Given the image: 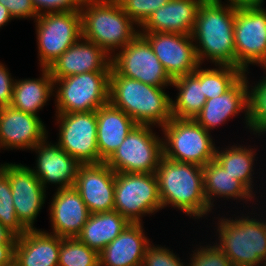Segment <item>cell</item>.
<instances>
[{"instance_id":"cell-1","label":"cell","mask_w":266,"mask_h":266,"mask_svg":"<svg viewBox=\"0 0 266 266\" xmlns=\"http://www.w3.org/2000/svg\"><path fill=\"white\" fill-rule=\"evenodd\" d=\"M234 21L235 5L221 0L202 1L191 34L201 65L206 59L214 65L236 67Z\"/></svg>"},{"instance_id":"cell-2","label":"cell","mask_w":266,"mask_h":266,"mask_svg":"<svg viewBox=\"0 0 266 266\" xmlns=\"http://www.w3.org/2000/svg\"><path fill=\"white\" fill-rule=\"evenodd\" d=\"M155 176L162 209L172 206L197 220L212 212L204 193L202 166L163 156Z\"/></svg>"},{"instance_id":"cell-3","label":"cell","mask_w":266,"mask_h":266,"mask_svg":"<svg viewBox=\"0 0 266 266\" xmlns=\"http://www.w3.org/2000/svg\"><path fill=\"white\" fill-rule=\"evenodd\" d=\"M163 89L110 70L109 103L123 110L137 125L157 124L162 128L171 120L172 98Z\"/></svg>"},{"instance_id":"cell-4","label":"cell","mask_w":266,"mask_h":266,"mask_svg":"<svg viewBox=\"0 0 266 266\" xmlns=\"http://www.w3.org/2000/svg\"><path fill=\"white\" fill-rule=\"evenodd\" d=\"M80 13L82 36L111 57L140 31L117 0H83Z\"/></svg>"},{"instance_id":"cell-5","label":"cell","mask_w":266,"mask_h":266,"mask_svg":"<svg viewBox=\"0 0 266 266\" xmlns=\"http://www.w3.org/2000/svg\"><path fill=\"white\" fill-rule=\"evenodd\" d=\"M237 217V218H236ZM219 218L216 245L233 266H264L266 261V220L236 216Z\"/></svg>"},{"instance_id":"cell-6","label":"cell","mask_w":266,"mask_h":266,"mask_svg":"<svg viewBox=\"0 0 266 266\" xmlns=\"http://www.w3.org/2000/svg\"><path fill=\"white\" fill-rule=\"evenodd\" d=\"M163 156L178 162L206 165L215 158V141L194 119L172 117L162 127Z\"/></svg>"},{"instance_id":"cell-7","label":"cell","mask_w":266,"mask_h":266,"mask_svg":"<svg viewBox=\"0 0 266 266\" xmlns=\"http://www.w3.org/2000/svg\"><path fill=\"white\" fill-rule=\"evenodd\" d=\"M109 77L110 71H95L55 79L56 113L91 112L108 104Z\"/></svg>"},{"instance_id":"cell-8","label":"cell","mask_w":266,"mask_h":266,"mask_svg":"<svg viewBox=\"0 0 266 266\" xmlns=\"http://www.w3.org/2000/svg\"><path fill=\"white\" fill-rule=\"evenodd\" d=\"M114 210L130 223L162 210L155 173H116Z\"/></svg>"},{"instance_id":"cell-9","label":"cell","mask_w":266,"mask_h":266,"mask_svg":"<svg viewBox=\"0 0 266 266\" xmlns=\"http://www.w3.org/2000/svg\"><path fill=\"white\" fill-rule=\"evenodd\" d=\"M150 125H136L105 161L116 173H155L163 157V139Z\"/></svg>"},{"instance_id":"cell-10","label":"cell","mask_w":266,"mask_h":266,"mask_svg":"<svg viewBox=\"0 0 266 266\" xmlns=\"http://www.w3.org/2000/svg\"><path fill=\"white\" fill-rule=\"evenodd\" d=\"M35 22L41 68H48L82 36L80 10L47 12L40 14Z\"/></svg>"},{"instance_id":"cell-11","label":"cell","mask_w":266,"mask_h":266,"mask_svg":"<svg viewBox=\"0 0 266 266\" xmlns=\"http://www.w3.org/2000/svg\"><path fill=\"white\" fill-rule=\"evenodd\" d=\"M263 5L235 6L234 47L236 67H266V9Z\"/></svg>"},{"instance_id":"cell-12","label":"cell","mask_w":266,"mask_h":266,"mask_svg":"<svg viewBox=\"0 0 266 266\" xmlns=\"http://www.w3.org/2000/svg\"><path fill=\"white\" fill-rule=\"evenodd\" d=\"M55 115L60 124L59 147L80 164L102 163L97 148V110Z\"/></svg>"},{"instance_id":"cell-13","label":"cell","mask_w":266,"mask_h":266,"mask_svg":"<svg viewBox=\"0 0 266 266\" xmlns=\"http://www.w3.org/2000/svg\"><path fill=\"white\" fill-rule=\"evenodd\" d=\"M111 66L119 75L148 85L163 88L172 85L152 46L140 33L111 57Z\"/></svg>"},{"instance_id":"cell-14","label":"cell","mask_w":266,"mask_h":266,"mask_svg":"<svg viewBox=\"0 0 266 266\" xmlns=\"http://www.w3.org/2000/svg\"><path fill=\"white\" fill-rule=\"evenodd\" d=\"M1 169L8 175L13 204L20 223L27 229L33 227L46 200V190L30 167L23 164L4 163Z\"/></svg>"},{"instance_id":"cell-15","label":"cell","mask_w":266,"mask_h":266,"mask_svg":"<svg viewBox=\"0 0 266 266\" xmlns=\"http://www.w3.org/2000/svg\"><path fill=\"white\" fill-rule=\"evenodd\" d=\"M149 44L173 81L193 73L201 64L191 35L166 32H139Z\"/></svg>"},{"instance_id":"cell-16","label":"cell","mask_w":266,"mask_h":266,"mask_svg":"<svg viewBox=\"0 0 266 266\" xmlns=\"http://www.w3.org/2000/svg\"><path fill=\"white\" fill-rule=\"evenodd\" d=\"M74 188L90 214L114 210L115 171L105 162L81 164Z\"/></svg>"},{"instance_id":"cell-17","label":"cell","mask_w":266,"mask_h":266,"mask_svg":"<svg viewBox=\"0 0 266 266\" xmlns=\"http://www.w3.org/2000/svg\"><path fill=\"white\" fill-rule=\"evenodd\" d=\"M42 122L41 118L34 114L11 106L1 107L0 149L32 150L48 137L46 126Z\"/></svg>"},{"instance_id":"cell-18","label":"cell","mask_w":266,"mask_h":266,"mask_svg":"<svg viewBox=\"0 0 266 266\" xmlns=\"http://www.w3.org/2000/svg\"><path fill=\"white\" fill-rule=\"evenodd\" d=\"M47 137L32 151L37 154L35 169L31 171L46 189L48 184L59 185L58 190L74 187L80 163L67 154L57 143L47 141ZM56 144V145H55Z\"/></svg>"},{"instance_id":"cell-19","label":"cell","mask_w":266,"mask_h":266,"mask_svg":"<svg viewBox=\"0 0 266 266\" xmlns=\"http://www.w3.org/2000/svg\"><path fill=\"white\" fill-rule=\"evenodd\" d=\"M249 83L245 72L228 91L218 97L206 100L205 105L194 120L210 132L215 127L229 121L231 116L236 117L239 115L238 113L244 111V123L248 128Z\"/></svg>"},{"instance_id":"cell-20","label":"cell","mask_w":266,"mask_h":266,"mask_svg":"<svg viewBox=\"0 0 266 266\" xmlns=\"http://www.w3.org/2000/svg\"><path fill=\"white\" fill-rule=\"evenodd\" d=\"M111 56L81 36L49 67L53 80L95 71H110Z\"/></svg>"},{"instance_id":"cell-21","label":"cell","mask_w":266,"mask_h":266,"mask_svg":"<svg viewBox=\"0 0 266 266\" xmlns=\"http://www.w3.org/2000/svg\"><path fill=\"white\" fill-rule=\"evenodd\" d=\"M51 201L50 233L63 238L77 237L90 215L79 192L74 187L57 189Z\"/></svg>"},{"instance_id":"cell-22","label":"cell","mask_w":266,"mask_h":266,"mask_svg":"<svg viewBox=\"0 0 266 266\" xmlns=\"http://www.w3.org/2000/svg\"><path fill=\"white\" fill-rule=\"evenodd\" d=\"M142 223L127 227L99 253V266H141L150 244Z\"/></svg>"},{"instance_id":"cell-23","label":"cell","mask_w":266,"mask_h":266,"mask_svg":"<svg viewBox=\"0 0 266 266\" xmlns=\"http://www.w3.org/2000/svg\"><path fill=\"white\" fill-rule=\"evenodd\" d=\"M62 237L41 229L18 236L14 266H58Z\"/></svg>"},{"instance_id":"cell-24","label":"cell","mask_w":266,"mask_h":266,"mask_svg":"<svg viewBox=\"0 0 266 266\" xmlns=\"http://www.w3.org/2000/svg\"><path fill=\"white\" fill-rule=\"evenodd\" d=\"M203 0H169L154 11L139 32H166L191 35Z\"/></svg>"},{"instance_id":"cell-25","label":"cell","mask_w":266,"mask_h":266,"mask_svg":"<svg viewBox=\"0 0 266 266\" xmlns=\"http://www.w3.org/2000/svg\"><path fill=\"white\" fill-rule=\"evenodd\" d=\"M137 125L123 110L110 103L97 109V148L105 162Z\"/></svg>"},{"instance_id":"cell-26","label":"cell","mask_w":266,"mask_h":266,"mask_svg":"<svg viewBox=\"0 0 266 266\" xmlns=\"http://www.w3.org/2000/svg\"><path fill=\"white\" fill-rule=\"evenodd\" d=\"M129 223L125 217L115 210L92 213L76 238L100 253Z\"/></svg>"},{"instance_id":"cell-27","label":"cell","mask_w":266,"mask_h":266,"mask_svg":"<svg viewBox=\"0 0 266 266\" xmlns=\"http://www.w3.org/2000/svg\"><path fill=\"white\" fill-rule=\"evenodd\" d=\"M204 193L211 209L215 206L214 197L254 201V194L239 180L231 176L214 159L203 167ZM250 199V200H249Z\"/></svg>"},{"instance_id":"cell-28","label":"cell","mask_w":266,"mask_h":266,"mask_svg":"<svg viewBox=\"0 0 266 266\" xmlns=\"http://www.w3.org/2000/svg\"><path fill=\"white\" fill-rule=\"evenodd\" d=\"M42 76L34 79H15L10 106L22 112L38 116L52 94L54 80L48 68H41Z\"/></svg>"},{"instance_id":"cell-29","label":"cell","mask_w":266,"mask_h":266,"mask_svg":"<svg viewBox=\"0 0 266 266\" xmlns=\"http://www.w3.org/2000/svg\"><path fill=\"white\" fill-rule=\"evenodd\" d=\"M178 95L172 101V116L179 119H194L207 100L201 85V65L191 74L172 81Z\"/></svg>"},{"instance_id":"cell-30","label":"cell","mask_w":266,"mask_h":266,"mask_svg":"<svg viewBox=\"0 0 266 266\" xmlns=\"http://www.w3.org/2000/svg\"><path fill=\"white\" fill-rule=\"evenodd\" d=\"M245 147V148H244ZM250 147V148H249ZM256 148L233 145L224 150L215 149V160L235 179L241 181L254 195V160ZM253 183V184H252Z\"/></svg>"},{"instance_id":"cell-31","label":"cell","mask_w":266,"mask_h":266,"mask_svg":"<svg viewBox=\"0 0 266 266\" xmlns=\"http://www.w3.org/2000/svg\"><path fill=\"white\" fill-rule=\"evenodd\" d=\"M215 66L213 69L201 68V85L207 100L228 91L245 73L232 65Z\"/></svg>"},{"instance_id":"cell-32","label":"cell","mask_w":266,"mask_h":266,"mask_svg":"<svg viewBox=\"0 0 266 266\" xmlns=\"http://www.w3.org/2000/svg\"><path fill=\"white\" fill-rule=\"evenodd\" d=\"M58 266H99V253L76 237H62Z\"/></svg>"},{"instance_id":"cell-33","label":"cell","mask_w":266,"mask_h":266,"mask_svg":"<svg viewBox=\"0 0 266 266\" xmlns=\"http://www.w3.org/2000/svg\"><path fill=\"white\" fill-rule=\"evenodd\" d=\"M266 71V67H263ZM265 77L254 86L249 85L248 122L250 132L258 136L266 133V72ZM253 87V88H252Z\"/></svg>"},{"instance_id":"cell-34","label":"cell","mask_w":266,"mask_h":266,"mask_svg":"<svg viewBox=\"0 0 266 266\" xmlns=\"http://www.w3.org/2000/svg\"><path fill=\"white\" fill-rule=\"evenodd\" d=\"M0 223L17 237L27 229L20 223L15 212L8 175L0 168Z\"/></svg>"},{"instance_id":"cell-35","label":"cell","mask_w":266,"mask_h":266,"mask_svg":"<svg viewBox=\"0 0 266 266\" xmlns=\"http://www.w3.org/2000/svg\"><path fill=\"white\" fill-rule=\"evenodd\" d=\"M124 12L131 18L137 28L141 27L148 17L169 0H117Z\"/></svg>"},{"instance_id":"cell-36","label":"cell","mask_w":266,"mask_h":266,"mask_svg":"<svg viewBox=\"0 0 266 266\" xmlns=\"http://www.w3.org/2000/svg\"><path fill=\"white\" fill-rule=\"evenodd\" d=\"M192 252L188 266H233L230 259L215 243L212 246L201 245Z\"/></svg>"},{"instance_id":"cell-37","label":"cell","mask_w":266,"mask_h":266,"mask_svg":"<svg viewBox=\"0 0 266 266\" xmlns=\"http://www.w3.org/2000/svg\"><path fill=\"white\" fill-rule=\"evenodd\" d=\"M180 258L173 253V250L159 245L147 246L144 253L143 261L141 266H188L184 262H181Z\"/></svg>"},{"instance_id":"cell-38","label":"cell","mask_w":266,"mask_h":266,"mask_svg":"<svg viewBox=\"0 0 266 266\" xmlns=\"http://www.w3.org/2000/svg\"><path fill=\"white\" fill-rule=\"evenodd\" d=\"M38 15L47 12L80 10L83 0H31Z\"/></svg>"},{"instance_id":"cell-39","label":"cell","mask_w":266,"mask_h":266,"mask_svg":"<svg viewBox=\"0 0 266 266\" xmlns=\"http://www.w3.org/2000/svg\"><path fill=\"white\" fill-rule=\"evenodd\" d=\"M17 236L0 223V266H14Z\"/></svg>"},{"instance_id":"cell-40","label":"cell","mask_w":266,"mask_h":266,"mask_svg":"<svg viewBox=\"0 0 266 266\" xmlns=\"http://www.w3.org/2000/svg\"><path fill=\"white\" fill-rule=\"evenodd\" d=\"M0 4L8 9L13 19L34 18L35 21L39 16L31 0H0Z\"/></svg>"},{"instance_id":"cell-41","label":"cell","mask_w":266,"mask_h":266,"mask_svg":"<svg viewBox=\"0 0 266 266\" xmlns=\"http://www.w3.org/2000/svg\"><path fill=\"white\" fill-rule=\"evenodd\" d=\"M5 66L0 62V108L10 106L15 81Z\"/></svg>"},{"instance_id":"cell-42","label":"cell","mask_w":266,"mask_h":266,"mask_svg":"<svg viewBox=\"0 0 266 266\" xmlns=\"http://www.w3.org/2000/svg\"><path fill=\"white\" fill-rule=\"evenodd\" d=\"M226 2L235 6L264 5V0H227Z\"/></svg>"},{"instance_id":"cell-43","label":"cell","mask_w":266,"mask_h":266,"mask_svg":"<svg viewBox=\"0 0 266 266\" xmlns=\"http://www.w3.org/2000/svg\"><path fill=\"white\" fill-rule=\"evenodd\" d=\"M13 17L10 15L7 8H5L2 4H0V29L7 25L9 21H11Z\"/></svg>"}]
</instances>
